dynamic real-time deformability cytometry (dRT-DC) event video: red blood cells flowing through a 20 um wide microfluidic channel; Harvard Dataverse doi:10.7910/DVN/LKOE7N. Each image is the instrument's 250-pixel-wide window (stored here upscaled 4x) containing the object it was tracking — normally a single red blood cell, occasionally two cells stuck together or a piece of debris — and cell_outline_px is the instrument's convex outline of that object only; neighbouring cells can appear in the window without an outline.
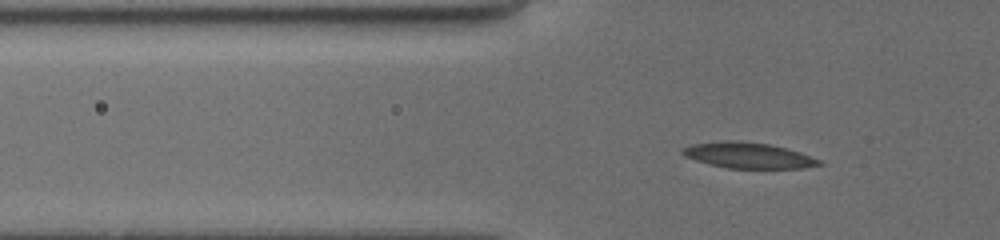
{"species": "common noctule bat (a hibernating species)", "species_latin": "Nyctalus noctula", "temperature_condition": "cold", "stored_images_in_passage": 52, "camera_frame_rate_fps": 3000, "um_per_image_px": 0.085, "animal": {"sex": "female", "body_mass_g": 19.5, "forearm_length_mm": 54.1}, "frame": {"image": 1, "passage_image": 33, "time_ms": 5.0, "image_size_px": [1000, 240], "cell_outline_px": [[824, 164], [804, 168], [728, 168], [708, 164], [684, 156], [680, 152], [684, 148], [692, 144], [768, 144], [784, 148], [824, 160]], "centroid_in_image_um": [63.71, 13.28], "position_along_channel_um": 62.1, "area_um2": 19.19}}
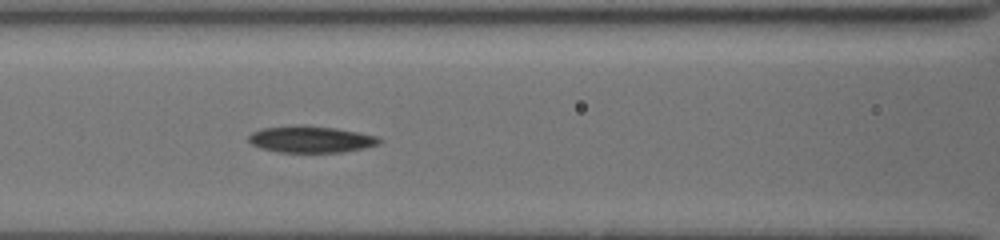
{"frame": {"image": 2, "passage_image": 45, "time_ms": 7.333, "image_size_px": [1000, 240], "cell_outline_px": [[380, 140], [376, 144], [364, 148], [344, 152], [280, 152], [260, 148], [252, 144], [248, 140], [248, 136], [252, 132], [264, 128], [296, 124], [300, 124], [336, 128], [376, 136]], "centroid_in_image_um": [26.36, 11.83], "position_along_channel_um": 140.2, "area_um2": 20.17}}
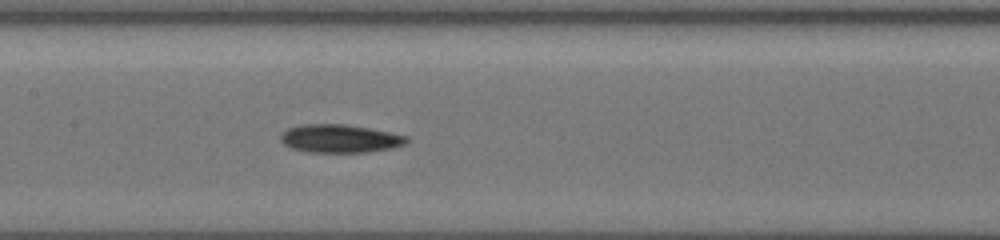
{"frame": {"image": 3, "passage_image": 51, "time_ms": 8.333, "image_size_px": [1000, 240], "cell_outline_px": [[408, 140], [404, 144], [392, 148], [368, 152], [308, 152], [292, 148], [284, 144], [280, 140], [280, 136], [288, 128], [304, 124], [344, 124], [368, 128], [408, 136]], "centroid_in_image_um": [28.88, 11.78], "position_along_channel_um": 178.5, "area_um2": 20.52}}